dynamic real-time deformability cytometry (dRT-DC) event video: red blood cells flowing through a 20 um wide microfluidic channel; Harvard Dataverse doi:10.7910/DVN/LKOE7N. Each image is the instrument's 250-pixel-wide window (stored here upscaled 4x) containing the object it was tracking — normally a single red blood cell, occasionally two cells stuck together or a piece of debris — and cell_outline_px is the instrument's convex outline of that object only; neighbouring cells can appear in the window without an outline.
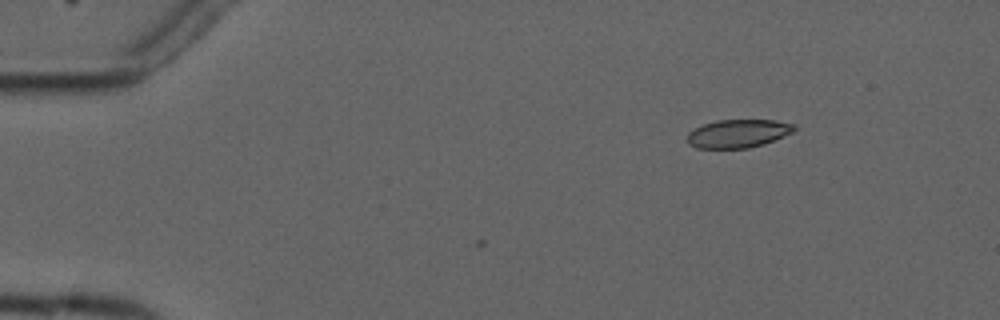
{"species": "common noctule bat (a hibernating species)", "species_latin": "Nyctalus noctula", "temperature_condition": "cold", "stored_images_in_passage": 2, "camera_frame_rate_fps": 3000, "um_per_image_px": 0.085, "animal": {"sex": "male", "forearm_length_mm": 52.5}, "frame": {"image": 1, "passage_image": 1, "time_ms": 0.0, "image_size_px": [1000, 320], "cell_outline_px": [[796, 128], [792, 132], [784, 136], [764, 144], [748, 148], [696, 148], [688, 144], [684, 140], [688, 132], [704, 124], [716, 120], [776, 120], [792, 124]], "centroid_in_image_um": [62.68, 11.36], "position_along_channel_um": 22.3, "area_um2": 17.69}}